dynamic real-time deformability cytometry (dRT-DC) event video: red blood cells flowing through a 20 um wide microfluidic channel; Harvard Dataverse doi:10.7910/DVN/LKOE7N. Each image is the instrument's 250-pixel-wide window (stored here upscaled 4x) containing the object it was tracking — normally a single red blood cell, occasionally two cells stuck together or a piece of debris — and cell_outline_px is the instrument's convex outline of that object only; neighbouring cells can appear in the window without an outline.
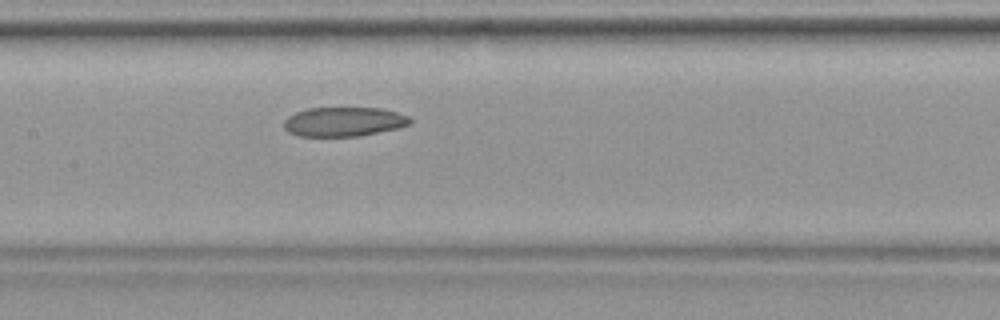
{"species": "common noctule bat (a hibernating species)", "species_latin": "Nyctalus noctula", "temperature_condition": "warm", "stored_images_in_passage": 31, "camera_frame_rate_fps": 3000, "um_per_image_px": 0.085, "animal": {"sex": "female", "body_mass_g": 19.9}, "frame": {"image": 1, "passage_image": 10, "time_ms": 3.0, "image_size_px": [1000, 320], "cell_outline_px": [[412, 124], [396, 128], [360, 136], [300, 136], [288, 132], [284, 128], [284, 120], [288, 116], [296, 112], [308, 108], [384, 108], [408, 116], [412, 120]], "centroid_in_image_um": [29.22, 10.34], "position_along_channel_um": 178.2, "area_um2": 21.56}}